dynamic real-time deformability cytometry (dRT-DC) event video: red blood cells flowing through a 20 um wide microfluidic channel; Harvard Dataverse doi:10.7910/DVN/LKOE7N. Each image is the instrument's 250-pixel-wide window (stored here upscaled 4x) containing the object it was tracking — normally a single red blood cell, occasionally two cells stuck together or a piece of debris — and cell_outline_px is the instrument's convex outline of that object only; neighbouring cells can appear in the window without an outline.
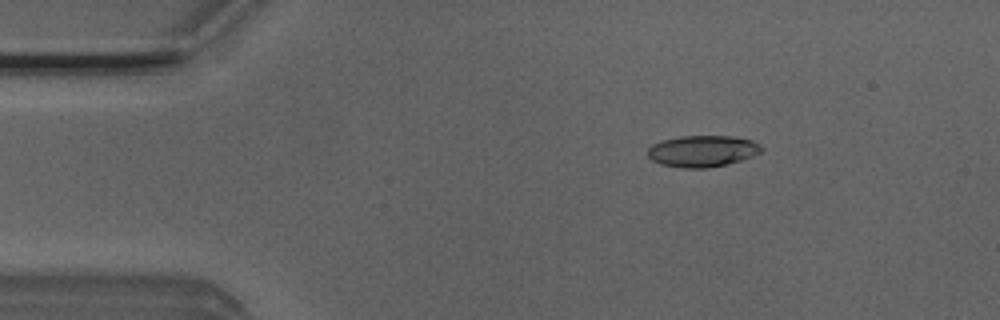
{"species": "Egyptian fruit bat (a non-hibernating species)", "species_latin": "Rousettus aegyptiacus", "temperature_condition": "room temperature", "stored_images_in_passage": 4, "camera_frame_rate_fps": 3000, "um_per_image_px": 0.085, "animal": {"sex": "male"}, "frame": {"image": 1, "passage_image": 2, "time_ms": 0.333, "image_size_px": [1000, 320], "cell_outline_px": [[764, 148], [760, 152], [752, 156], [728, 164], [708, 168], [684, 168], [660, 164], [652, 160], [648, 156], [648, 148], [652, 144], [664, 140], [680, 136], [732, 136], [752, 140], [760, 144]], "centroid_in_image_um": [59.72, 12.84], "position_along_channel_um": 25.3, "area_um2": 20.87}}